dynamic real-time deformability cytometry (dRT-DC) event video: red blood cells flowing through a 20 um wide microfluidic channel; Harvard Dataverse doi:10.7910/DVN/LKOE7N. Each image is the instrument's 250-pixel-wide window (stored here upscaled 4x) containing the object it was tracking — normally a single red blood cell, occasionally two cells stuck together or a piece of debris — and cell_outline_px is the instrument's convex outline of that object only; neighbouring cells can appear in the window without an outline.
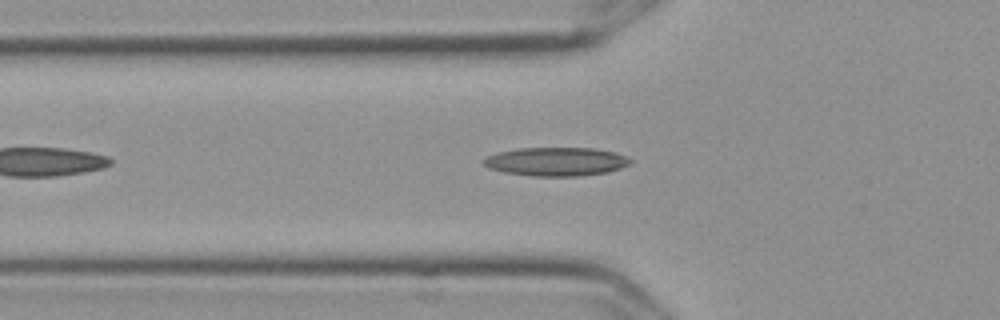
{"species": "Egyptian fruit bat (a non-hibernating species)", "species_latin": "Rousettus aegyptiacus", "temperature_condition": "cold", "stored_images_in_passage": 29, "camera_frame_rate_fps": 3000, "um_per_image_px": 0.085, "frame": {"image": 1, "passage_image": 7, "time_ms": 2.0, "image_size_px": [1000, 320], "cell_outline_px": [[632, 164], [608, 172], [580, 176], [532, 176], [504, 172], [488, 168], [480, 160], [484, 156], [500, 152], [520, 148], [596, 148], [616, 152], [628, 156], [632, 160]], "centroid_in_image_um": [47.29, 13.73], "position_along_channel_um": 78.5, "area_um2": 24.8}}
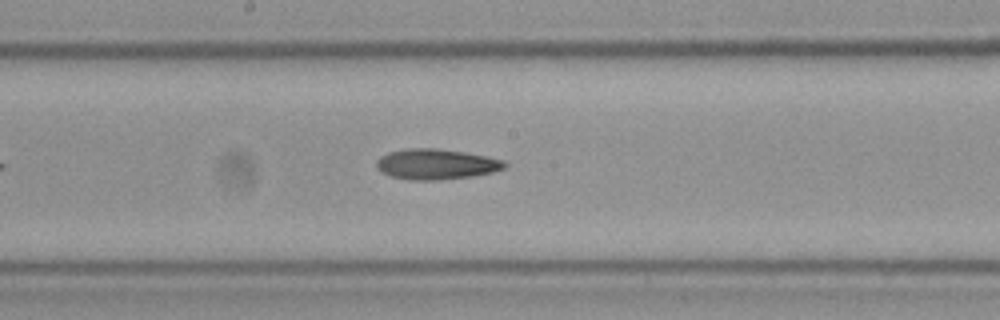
{"frame": {"image": 2, "passage_image": 18, "time_ms": 5.667, "image_size_px": [1000, 320], "cell_outline_px": [[508, 164], [504, 168], [492, 172], [472, 176], [436, 180], [408, 180], [392, 176], [380, 172], [376, 168], [376, 160], [380, 156], [388, 152], [408, 148], [436, 148], [464, 152], [488, 156], [504, 160]], "centroid_in_image_um": [37.05, 13.95], "position_along_channel_um": 211.1, "area_um2": 22.89}}
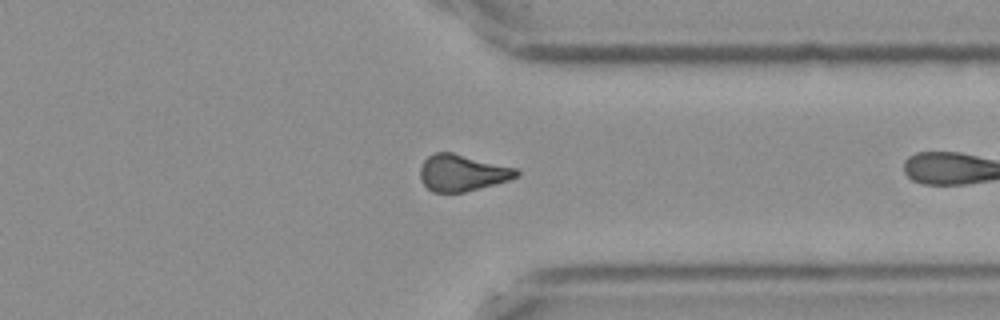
{"frame": {"image": 3, "passage_image": 28, "time_ms": 9.0, "image_size_px": [1000, 320], "cell_outline_px": [[520, 176], [508, 180], [480, 188], [464, 192], [432, 192], [420, 180], [420, 168], [424, 160], [432, 152], [452, 152], [516, 168], [520, 172]], "centroid_in_image_um": [39.27, 14.68], "position_along_channel_um": 372.1, "area_um2": 20.52}}